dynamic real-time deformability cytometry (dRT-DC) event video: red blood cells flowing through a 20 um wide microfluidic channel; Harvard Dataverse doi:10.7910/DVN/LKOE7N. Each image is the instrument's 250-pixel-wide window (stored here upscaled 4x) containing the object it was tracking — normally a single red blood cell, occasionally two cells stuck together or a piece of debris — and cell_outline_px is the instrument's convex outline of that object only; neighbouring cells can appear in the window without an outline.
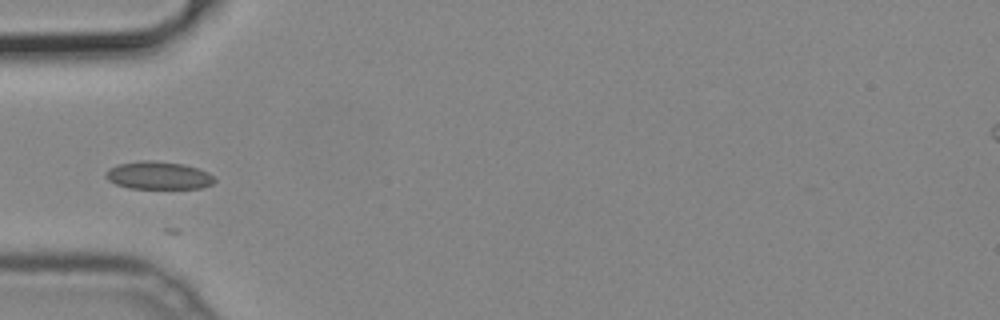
{"species": "common noctule bat (a hibernating species)", "species_latin": "Nyctalus noctula", "temperature_condition": "cold", "stored_images_in_passage": 8, "camera_frame_rate_fps": 3000, "um_per_image_px": 0.085, "animal": {"sex": "male", "body_mass_g": 19.2, "forearm_length_mm": 51.8}, "frame": {"image": 1, "passage_image": 1, "time_ms": 0.0, "image_size_px": [1000, 320], "cell_outline_px": [[216, 180], [212, 184], [200, 188], [128, 188], [116, 184], [108, 180], [104, 176], [104, 172], [108, 168], [116, 164], [140, 160], [156, 160], [184, 164], [208, 172]], "centroid_in_image_um": [13.41, 14.9], "position_along_channel_um": 71.6, "area_um2": 17.8}}
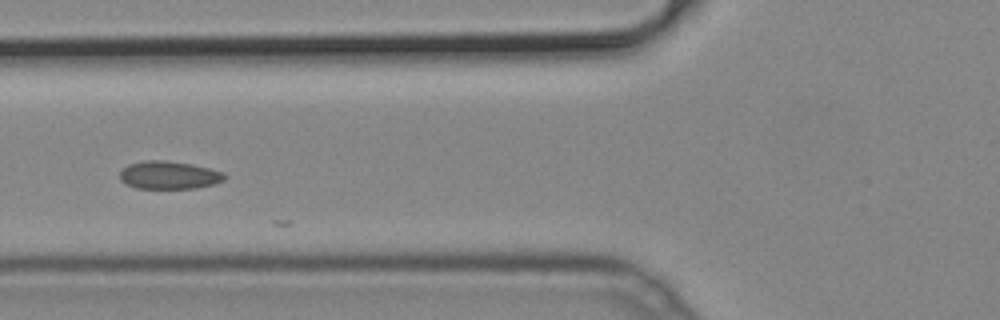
{"frame": {"image": 2, "passage_image": 4, "time_ms": 1.0, "image_size_px": [1000, 320], "cell_outline_px": [[228, 176], [224, 180], [212, 184], [196, 188], [136, 188], [120, 180], [120, 172], [128, 164], [144, 160], [164, 160], [192, 164], [224, 172]], "centroid_in_image_um": [14.38, 14.87], "position_along_channel_um": 111.4, "area_um2": 16.99}}
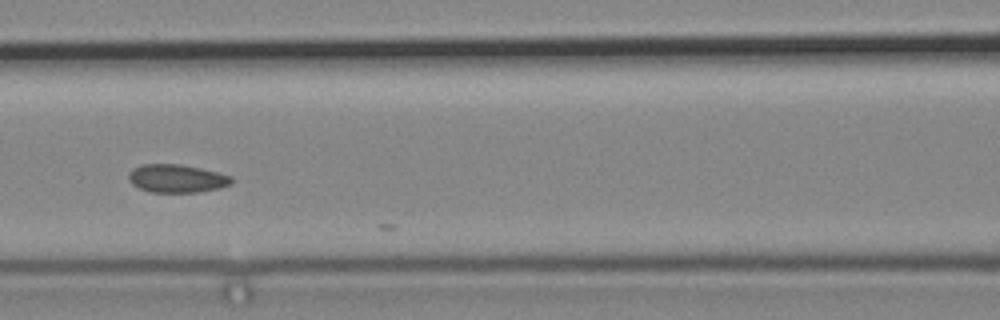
{"frame": {"image": 3, "passage_image": 7, "time_ms": 2.0, "image_size_px": [1000, 320], "cell_outline_px": [[232, 184], [220, 188], [196, 192], [152, 192], [140, 188], [132, 184], [128, 180], [128, 176], [132, 168], [140, 164], [180, 164], [200, 168], [232, 176]], "centroid_in_image_um": [15.01, 15.16], "position_along_channel_um": 151.6, "area_um2": 16.88}}